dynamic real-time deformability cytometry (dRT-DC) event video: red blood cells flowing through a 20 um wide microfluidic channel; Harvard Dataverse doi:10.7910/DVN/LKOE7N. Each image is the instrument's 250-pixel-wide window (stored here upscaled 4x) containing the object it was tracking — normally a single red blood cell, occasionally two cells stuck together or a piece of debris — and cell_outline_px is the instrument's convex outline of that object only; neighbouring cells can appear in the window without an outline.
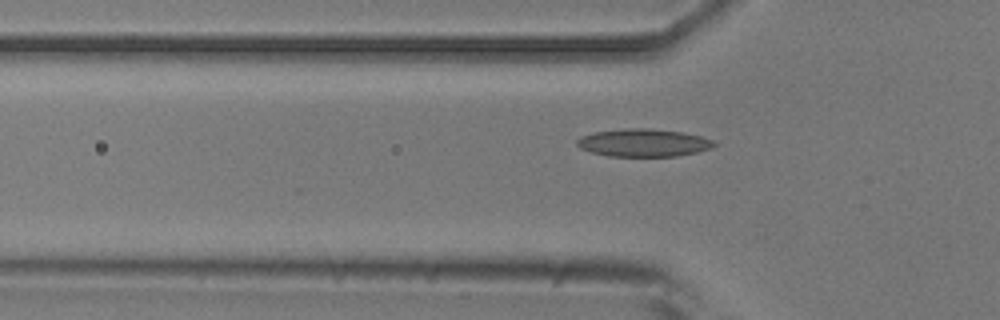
{"species": "common noctule bat (a hibernating species)", "species_latin": "Nyctalus noctula", "temperature_condition": "room temperature", "stored_images_in_passage": 6, "camera_frame_rate_fps": 3000, "um_per_image_px": 0.085, "animal": {"sex": "male", "body_mass_g": 20.5, "forearm_length_mm": 52.5}, "frame": {"image": 1, "passage_image": 6, "time_ms": 5.667, "image_size_px": [1000, 320], "cell_outline_px": [[716, 144], [712, 148], [696, 152], [676, 156], [608, 156], [592, 152], [580, 148], [576, 144], [576, 140], [580, 136], [592, 132], [628, 128], [648, 128], [684, 132], [700, 136], [712, 140]], "centroid_in_image_um": [54.67, 12.13], "position_along_channel_um": 71.1, "area_um2": 22.2}}